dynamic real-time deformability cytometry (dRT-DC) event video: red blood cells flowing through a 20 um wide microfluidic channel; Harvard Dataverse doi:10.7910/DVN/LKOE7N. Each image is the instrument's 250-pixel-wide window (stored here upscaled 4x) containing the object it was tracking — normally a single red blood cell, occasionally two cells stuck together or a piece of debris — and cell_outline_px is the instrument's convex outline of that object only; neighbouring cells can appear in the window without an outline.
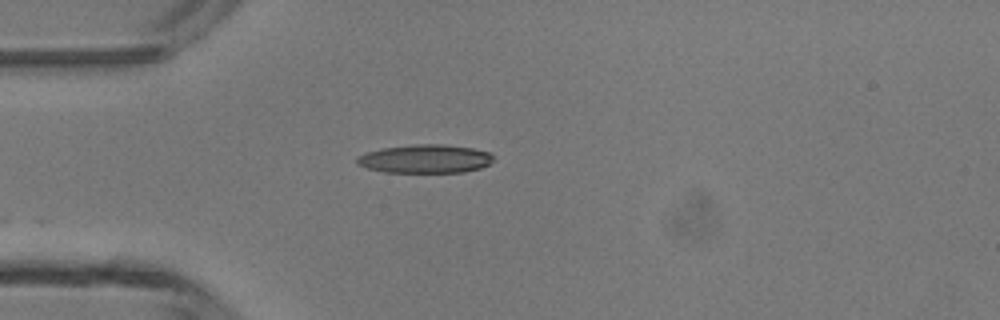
{"species": "common noctule bat (a hibernating species)", "species_latin": "Nyctalus noctula", "temperature_condition": "room temperature", "stored_images_in_passage": 3, "camera_frame_rate_fps": 3000, "um_per_image_px": 0.085, "animal": {"sex": "male", "body_mass_g": 13.3}, "frame": {"image": 1, "passage_image": 3, "time_ms": 3.333, "image_size_px": [1000, 320], "cell_outline_px": [[492, 160], [488, 164], [480, 168], [464, 172], [384, 172], [368, 168], [356, 164], [356, 156], [364, 152], [384, 148], [412, 144], [444, 144], [472, 148], [488, 152], [492, 156]], "centroid_in_image_um": [36.09, 13.49], "position_along_channel_um": 48.9, "area_um2": 22.66}}